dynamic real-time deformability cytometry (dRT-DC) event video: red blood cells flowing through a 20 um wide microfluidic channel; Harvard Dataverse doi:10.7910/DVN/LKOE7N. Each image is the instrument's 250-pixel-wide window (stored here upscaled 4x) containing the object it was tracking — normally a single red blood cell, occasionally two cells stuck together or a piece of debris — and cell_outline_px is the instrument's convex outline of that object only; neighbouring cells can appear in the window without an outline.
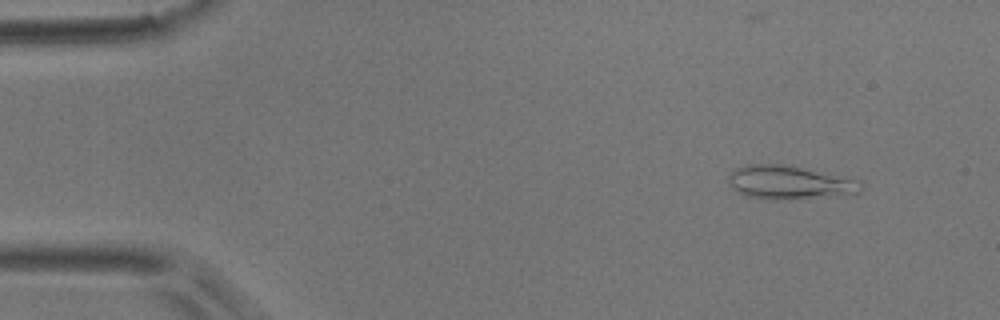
{"species": "common noctule bat (a hibernating species)", "species_latin": "Nyctalus noctula", "temperature_condition": "room temperature", "stored_images_in_passage": 54, "camera_frame_rate_fps": 3000, "um_per_image_px": 0.085, "animal": {"sex": "male", "body_mass_g": 17.9}, "frame": {"image": 1, "passage_image": 5, "time_ms": 1.333, "image_size_px": [1000, 320], "cell_outline_px": [[864, 188], [860, 192], [788, 200], [772, 200], [744, 196], [732, 188], [728, 180], [728, 176], [736, 168], [748, 164], [780, 164], [860, 180]], "centroid_in_image_um": [67.05, 15.52], "position_along_channel_um": 18.0, "area_um2": 25.61}}
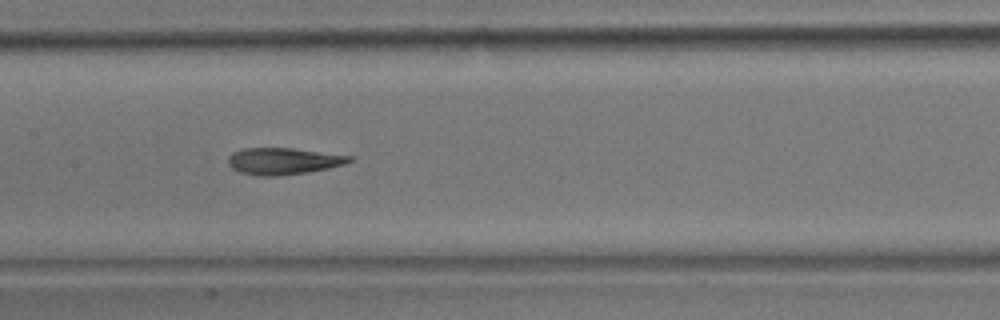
{"frame": {"image": 2, "passage_image": 26, "time_ms": 8.333, "image_size_px": [1000, 320], "cell_outline_px": [[356, 160], [344, 164], [328, 168], [308, 172], [280, 176], [256, 176], [240, 172], [232, 168], [228, 164], [228, 156], [232, 152], [244, 148], [292, 148], [356, 156]], "centroid_in_image_um": [24.12, 13.69], "position_along_channel_um": 183.3, "area_um2": 19.19}}
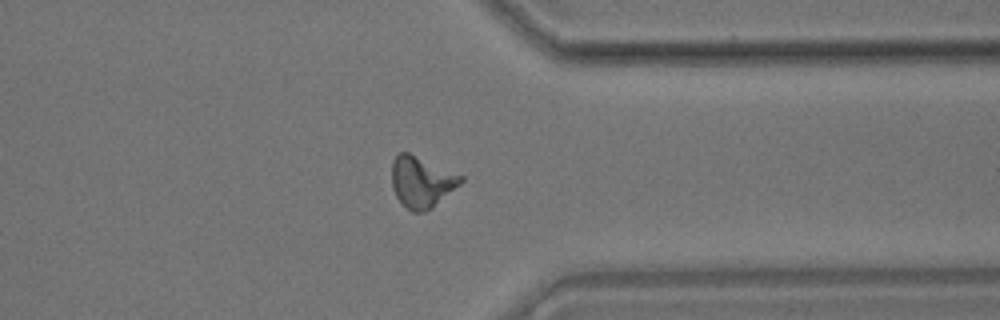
{"frame": {"image": 3, "passage_image": 42, "time_ms": 13.667, "image_size_px": [1000, 320], "cell_outline_px": [[464, 180], [460, 184], [432, 208], [424, 212], [412, 212], [396, 196], [392, 188], [392, 160], [400, 152], [408, 152], [464, 176]], "centroid_in_image_um": [35.83, 15.45], "position_along_channel_um": 375.6, "area_um2": 20.4}, "authors_computed_cell_mechanics": {"area_um2": 19.5364, "velocity_mm_per_s": 3.7023, "shape_relaxation_time_tau1_ms": 5.46, "shape_relaxation_time_tau2_ms": 4.7124, "deformation_change_tau1": 0.1849, "deformation_change_tau2": 0.09}}